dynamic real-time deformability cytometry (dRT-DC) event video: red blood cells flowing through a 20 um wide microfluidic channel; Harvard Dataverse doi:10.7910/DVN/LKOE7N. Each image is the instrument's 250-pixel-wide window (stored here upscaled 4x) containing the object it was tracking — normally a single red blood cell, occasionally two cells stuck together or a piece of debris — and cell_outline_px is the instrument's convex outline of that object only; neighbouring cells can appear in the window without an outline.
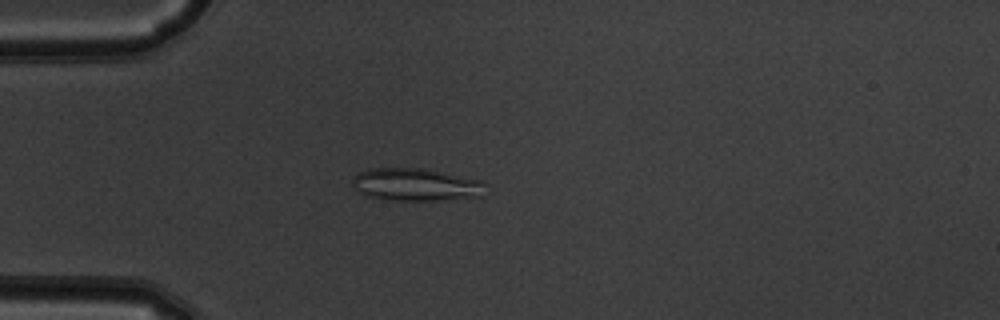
{"species": "common noctule bat (a hibernating species)", "species_latin": "Nyctalus noctula", "temperature_condition": "warm", "stored_images_in_passage": 51, "camera_frame_rate_fps": 3000, "um_per_image_px": 0.085, "animal": {"sex": "male", "body_mass_g": 19.5, "forearm_length_mm": 54.6}, "frame": {"image": 1, "passage_image": 14, "time_ms": 4.333, "image_size_px": [1000, 320], "cell_outline_px": [[484, 184], [480, 196], [436, 200], [380, 200], [368, 196], [360, 192], [352, 184], [352, 176], [356, 172], [372, 168], [424, 168], [480, 180]], "centroid_in_image_um": [35.24, 15.68], "position_along_channel_um": 49.8, "area_um2": 25.14}}
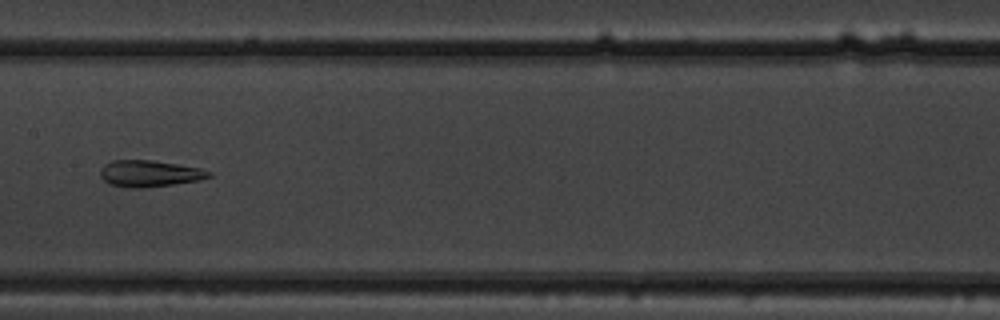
{"frame": {"image": 2, "passage_image": 26, "time_ms": 8.333, "image_size_px": [1000, 320], "cell_outline_px": [[212, 176], [200, 180], [172, 184], [140, 188], [132, 188], [112, 184], [104, 180], [100, 176], [100, 168], [104, 164], [112, 160], [152, 160], [200, 168], [212, 172]], "centroid_in_image_um": [12.71, 14.74], "position_along_channel_um": 194.7, "area_um2": 16.65}}
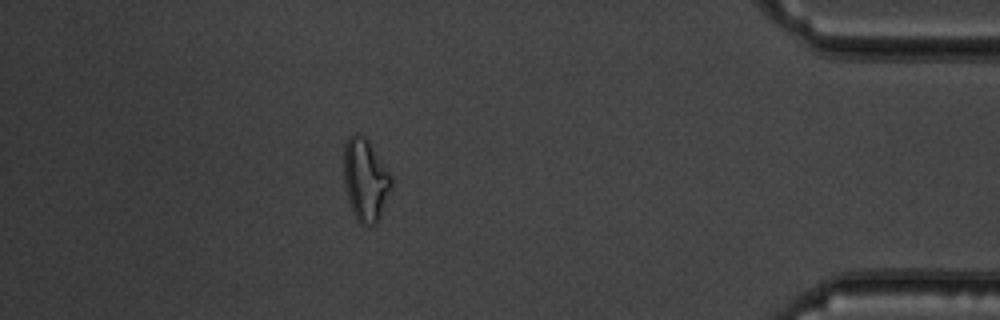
{"frame": {"image": 3, "passage_image": 45, "time_ms": 14.667, "image_size_px": [1000, 320], "cell_outline_px": [[392, 188], [380, 216], [376, 224], [360, 224], [356, 220], [352, 212], [344, 184], [344, 144], [348, 136], [356, 132], [364, 136], [368, 140], [392, 176]], "centroid_in_image_um": [31.05, 15.27], "position_along_channel_um": 404.1, "area_um2": 22.95}, "authors_computed_cell_mechanics": {"area_um2": 21.8484, "velocity_mm_per_s": 3.9606, "shape_relaxation_time_tau1_ms": null, "shape_relaxation_time_tau2_ms": 5.2597, "deformation_change_tau1": null, "deformation_change_tau2": 0.1384}}